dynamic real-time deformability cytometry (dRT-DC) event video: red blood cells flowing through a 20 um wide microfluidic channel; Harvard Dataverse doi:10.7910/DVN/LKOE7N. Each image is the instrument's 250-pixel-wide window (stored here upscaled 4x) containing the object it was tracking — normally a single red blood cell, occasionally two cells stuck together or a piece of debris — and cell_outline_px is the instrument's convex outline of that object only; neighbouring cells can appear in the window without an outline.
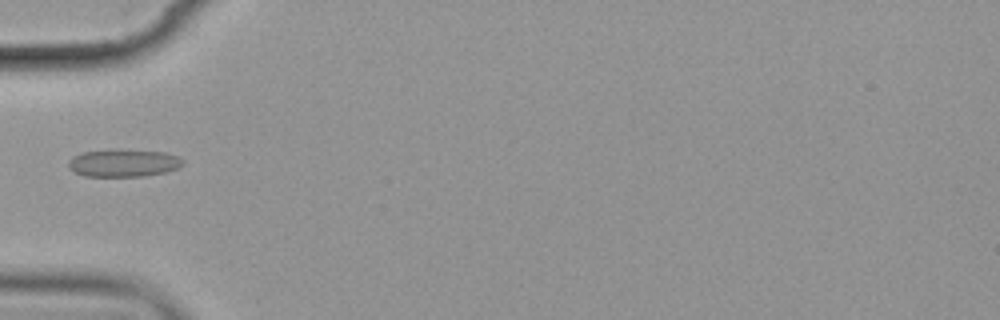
{"species": "common noctule bat (a hibernating species)", "species_latin": "Nyctalus noctula", "temperature_condition": "cold", "stored_images_in_passage": 5, "camera_frame_rate_fps": 3000, "um_per_image_px": 0.085, "animal": {"sex": "female", "body_mass_g": 19.9}, "frame": {"image": 1, "passage_image": 1, "time_ms": 0.0, "image_size_px": [1000, 320], "cell_outline_px": [[184, 164], [168, 172], [144, 176], [84, 176], [68, 168], [68, 160], [72, 156], [84, 152], [164, 152], [176, 156], [184, 160]], "centroid_in_image_um": [10.5, 13.91], "position_along_channel_um": 74.5, "area_um2": 17.51}}
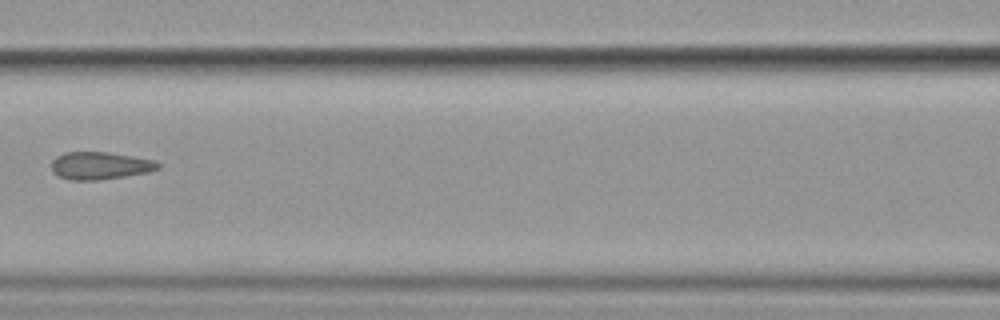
{"frame": {"image": 2, "passage_image": 3, "time_ms": 2.333, "image_size_px": [1000, 320], "cell_outline_px": [[160, 168], [148, 172], [124, 176], [96, 180], [68, 180], [52, 172], [52, 160], [56, 156], [64, 152], [108, 152], [132, 156], [152, 160], [160, 164]], "centroid_in_image_um": [8.47, 14.07], "position_along_channel_um": 158.1, "area_um2": 16.99}}
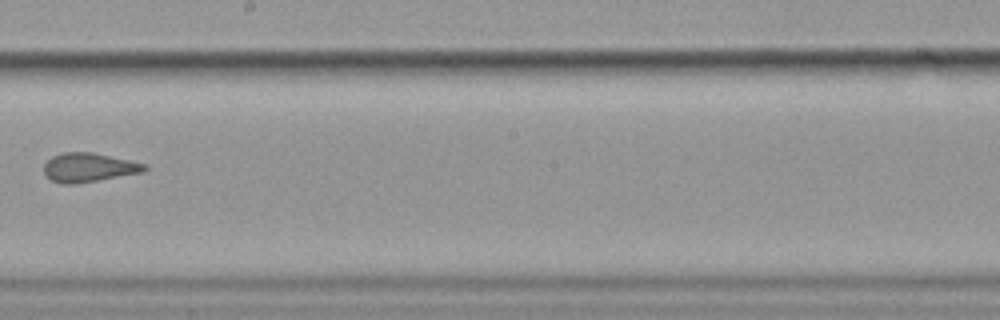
{"frame": {"image": 3, "passage_image": 5, "time_ms": 4.667, "image_size_px": [1000, 320], "cell_outline_px": [[148, 168], [144, 172], [76, 184], [60, 184], [44, 176], [44, 164], [52, 156], [64, 152], [92, 152], [148, 164]], "centroid_in_image_um": [7.54, 14.24], "position_along_channel_um": 240.7, "area_um2": 17.17}}